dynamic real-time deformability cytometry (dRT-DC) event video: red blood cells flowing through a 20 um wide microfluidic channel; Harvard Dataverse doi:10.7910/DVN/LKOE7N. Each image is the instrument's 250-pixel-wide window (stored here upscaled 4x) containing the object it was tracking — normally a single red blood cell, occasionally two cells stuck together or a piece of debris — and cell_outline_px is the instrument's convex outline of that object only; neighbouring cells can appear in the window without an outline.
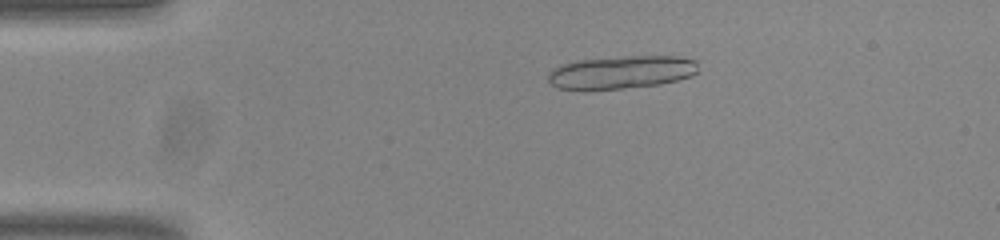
{"species": "common noctule bat (a hibernating species)", "species_latin": "Nyctalus noctula", "temperature_condition": "room temperature", "stored_images_in_passage": 15, "camera_frame_rate_fps": 3000, "um_per_image_px": 0.085, "animal": {"sex": "male", "body_mass_g": 20.0, "forearm_length_mm": 53.3}, "frame": {"image": 1, "passage_image": 7, "time_ms": 2.0, "image_size_px": [1000, 240], "cell_outline_px": [[696, 72], [692, 76], [660, 84], [584, 92], [580, 92], [556, 88], [548, 80], [548, 72], [552, 68], [560, 64], [576, 60], [624, 56], [676, 56], [696, 60]], "centroid_in_image_um": [52.7, 6.16], "position_along_channel_um": 32.3, "area_um2": 29.54}}